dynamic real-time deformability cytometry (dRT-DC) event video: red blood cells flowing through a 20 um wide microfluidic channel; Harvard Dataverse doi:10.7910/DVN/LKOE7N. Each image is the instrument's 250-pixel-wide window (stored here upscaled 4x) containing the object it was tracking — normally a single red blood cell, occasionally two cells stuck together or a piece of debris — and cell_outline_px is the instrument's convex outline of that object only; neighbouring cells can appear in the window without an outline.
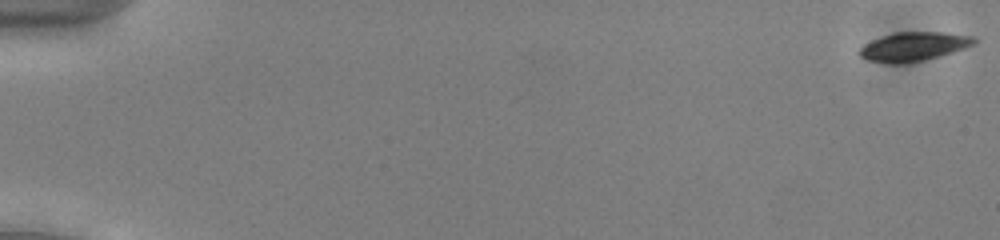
{"species": "common noctule bat (a hibernating species)", "species_latin": "Nyctalus noctula", "temperature_condition": "cold", "stored_images_in_passage": 54, "camera_frame_rate_fps": 3000, "um_per_image_px": 0.085, "animal": {"sex": "male", "body_mass_g": 13.0, "forearm_length_mm": 53.1}, "frame": {"image": 1, "passage_image": 1, "time_ms": 0.0, "image_size_px": [1000, 240], "cell_outline_px": [[976, 44], [940, 56], [924, 60], [904, 64], [888, 64], [868, 60], [860, 56], [860, 48], [864, 44], [872, 40], [896, 32], [940, 32], [976, 36]], "centroid_in_image_um": [77.68, 3.96], "position_along_channel_um": 7.3, "area_um2": 19.36}}
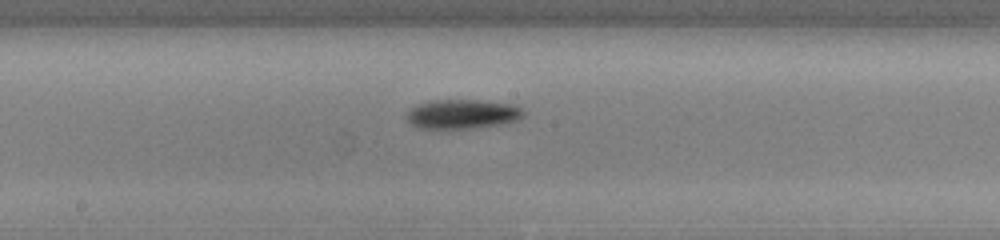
{"frame": {"image": 2, "passage_image": 30, "time_ms": 9.667, "image_size_px": [1000, 240], "cell_outline_px": [[524, 116], [516, 120], [504, 124], [472, 128], [416, 128], [408, 120], [408, 112], [416, 104], [432, 100], [476, 100], [512, 104], [520, 108], [524, 112]], "centroid_in_image_um": [39.31, 9.69], "position_along_channel_um": 208.9, "area_um2": 19.83}}
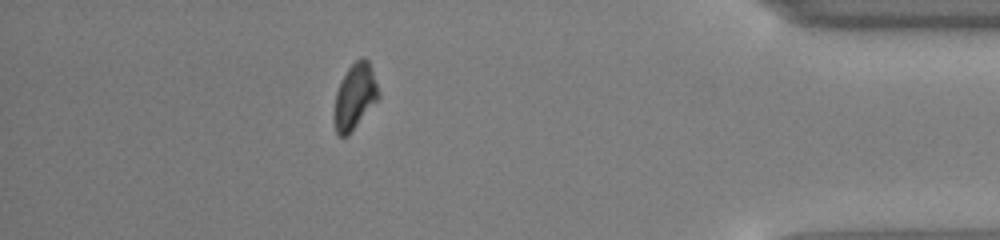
{"frame": {"image": 3, "passage_image": 48, "time_ms": 15.667, "image_size_px": [1000, 240], "cell_outline_px": [[380, 96], [348, 136], [336, 136], [332, 116], [336, 92], [348, 68], [360, 56], [364, 56], [368, 60], [380, 92]], "centroid_in_image_um": [30.13, 8.23], "position_along_channel_um": 405.1, "area_um2": 17.05}, "authors_computed_cell_mechanics": {"area_um2": 18.4093, "velocity_mm_per_s": 3.9285, "shape_relaxation_time_tau1_ms": 1.9087, "shape_relaxation_time_tau2_ms": null, "deformation_change_tau1": 0.0968, "deformation_change_tau2": null}}